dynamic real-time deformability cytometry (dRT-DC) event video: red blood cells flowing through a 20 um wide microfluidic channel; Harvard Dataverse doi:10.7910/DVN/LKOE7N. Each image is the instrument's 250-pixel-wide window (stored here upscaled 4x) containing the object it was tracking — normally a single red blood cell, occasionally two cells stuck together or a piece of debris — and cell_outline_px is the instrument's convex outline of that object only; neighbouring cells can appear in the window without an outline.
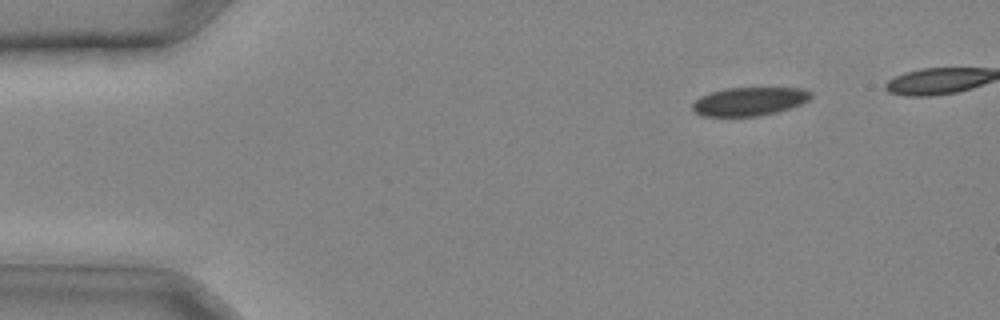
{"species": "common noctule bat (a hibernating species)", "species_latin": "Nyctalus noctula", "temperature_condition": "cold", "stored_images_in_passage": 27, "camera_frame_rate_fps": 3000, "um_per_image_px": 0.085, "animal": {"sex": "male", "body_mass_g": 20.4}, "frame": {"image": 1, "passage_image": 1, "time_ms": 0.0, "image_size_px": [1000, 320], "cell_outline_px": [[812, 96], [808, 100], [800, 104], [776, 112], [760, 116], [700, 116], [692, 108], [692, 104], [700, 96], [724, 88], [804, 88], [812, 92]], "centroid_in_image_um": [63.69, 8.62], "position_along_channel_um": 21.3, "area_um2": 19.59}}
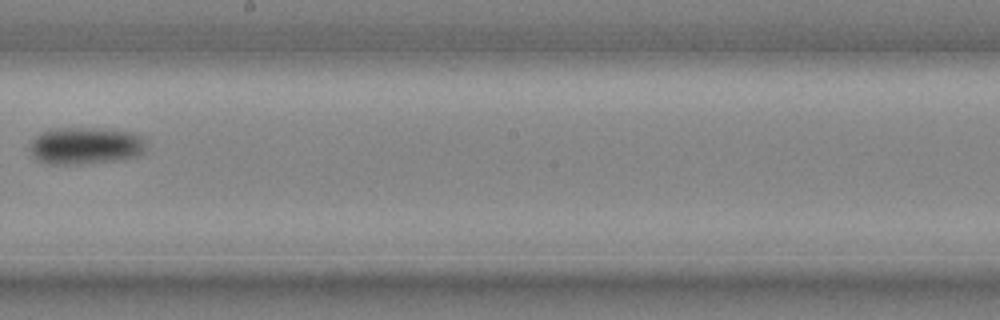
{"frame": {"image": 2, "passage_image": 16, "time_ms": 5.0, "image_size_px": [1000, 320], "cell_outline_px": [[144, 152], [140, 156], [124, 160], [80, 164], [48, 164], [36, 160], [32, 156], [32, 140], [40, 132], [52, 128], [100, 128], [140, 132], [144, 136]], "centroid_in_image_um": [7.34, 12.38], "position_along_channel_um": 240.9, "area_um2": 25.78}}
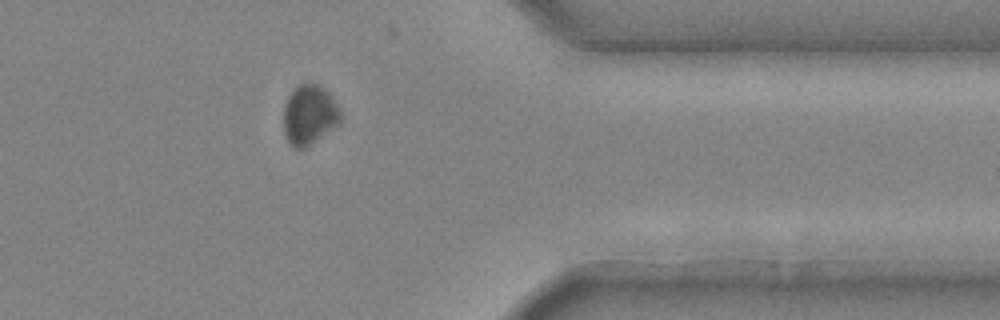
{"frame": {"image": 3, "passage_image": 24, "time_ms": 7.667, "image_size_px": [1000, 320], "cell_outline_px": [[340, 120], [332, 128], [304, 148], [292, 148], [288, 144], [284, 132], [284, 104], [288, 96], [300, 84], [316, 84], [324, 88], [328, 92], [340, 108]], "centroid_in_image_um": [26.26, 9.77], "position_along_channel_um": 385.1, "area_um2": 19.48}}